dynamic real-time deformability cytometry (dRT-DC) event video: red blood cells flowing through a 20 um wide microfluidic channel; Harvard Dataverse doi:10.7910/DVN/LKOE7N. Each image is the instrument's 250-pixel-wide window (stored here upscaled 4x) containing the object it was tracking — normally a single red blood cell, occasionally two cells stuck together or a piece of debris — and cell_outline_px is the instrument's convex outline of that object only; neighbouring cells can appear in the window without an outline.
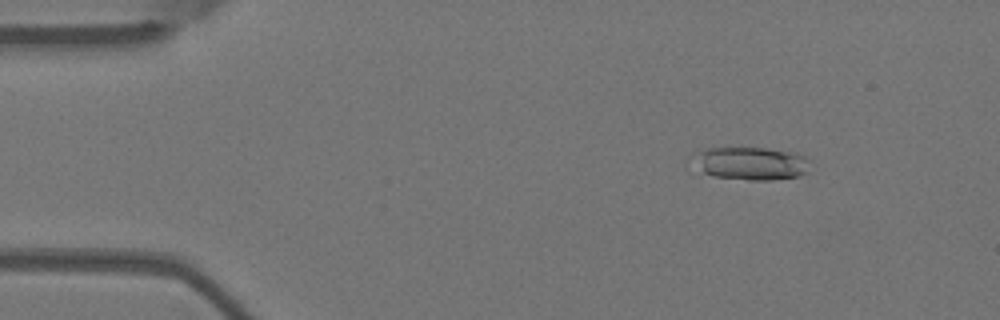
{"species": "Egyptian fruit bat (a non-hibernating species)", "species_latin": "Rousettus aegyptiacus", "temperature_condition": "warm", "stored_images_in_passage": 6, "camera_frame_rate_fps": 3000, "um_per_image_px": 0.085, "animal": {"sex": "female"}, "frame": {"image": 1, "passage_image": 1, "time_ms": 0.0, "image_size_px": [1000, 320], "cell_outline_px": [[812, 160], [808, 172], [800, 176], [772, 180], [748, 180], [712, 176], [696, 168], [700, 152], [708, 148], [768, 148], [792, 152], [804, 156]], "centroid_in_image_um": [63.97, 13.9], "position_along_channel_um": 21.0, "area_um2": 22.31}}
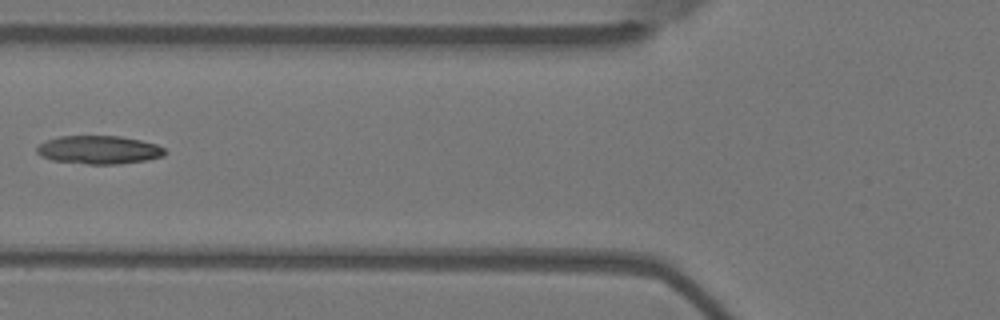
{"frame": {"image": 2, "passage_image": 5, "time_ms": 1.333, "image_size_px": [1000, 320], "cell_outline_px": [[168, 152], [164, 156], [148, 160], [116, 164], [88, 164], [52, 160], [40, 156], [36, 152], [36, 148], [40, 144], [48, 140], [60, 136], [120, 136], [140, 140], [156, 144], [164, 148]], "centroid_in_image_um": [8.43, 12.74], "position_along_channel_um": 117.4, "area_um2": 21.15}}
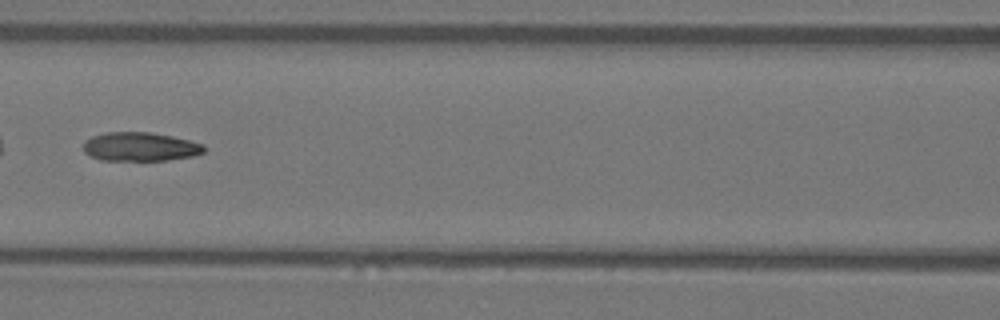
{"frame": {"image": 3, "passage_image": 6, "time_ms": 1.667, "image_size_px": [1000, 320], "cell_outline_px": [[204, 152], [192, 156], [168, 160], [100, 160], [88, 156], [84, 152], [84, 140], [92, 136], [104, 132], [148, 132], [172, 136], [204, 144]], "centroid_in_image_um": [11.87, 12.47], "position_along_channel_um": 154.7, "area_um2": 20.35}}